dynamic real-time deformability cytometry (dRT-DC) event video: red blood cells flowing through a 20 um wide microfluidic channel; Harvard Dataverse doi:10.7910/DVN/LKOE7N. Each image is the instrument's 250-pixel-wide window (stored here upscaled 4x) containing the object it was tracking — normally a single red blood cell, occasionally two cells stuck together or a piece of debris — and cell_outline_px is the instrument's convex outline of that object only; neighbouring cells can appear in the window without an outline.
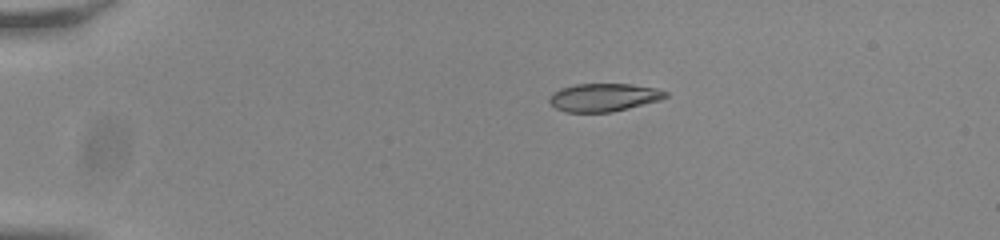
{"species": "common noctule bat (a hibernating species)", "species_latin": "Nyctalus noctula", "temperature_condition": "room temperature", "stored_images_in_passage": 18, "camera_frame_rate_fps": 3000, "um_per_image_px": 0.085, "animal": {"sex": "male", "body_mass_g": 20.0, "forearm_length_mm": 53.3}, "frame": {"image": 1, "passage_image": 1, "time_ms": 0.0, "image_size_px": [1000, 240], "cell_outline_px": [[668, 96], [660, 100], [612, 112], [564, 112], [556, 108], [548, 100], [560, 88], [576, 84], [632, 84], [656, 88], [668, 92]], "centroid_in_image_um": [51.35, 8.28], "position_along_channel_um": 33.6, "area_um2": 18.84}}
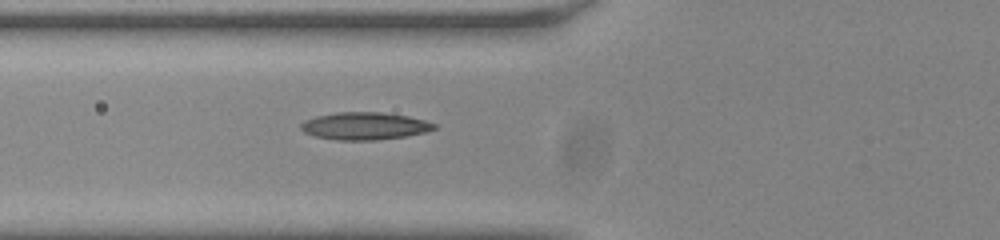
{"frame": {"image": 2, "passage_image": 11, "time_ms": 3.333, "image_size_px": [1000, 240], "cell_outline_px": [[436, 128], [424, 132], [404, 136], [376, 140], [336, 140], [316, 136], [304, 132], [300, 128], [300, 124], [304, 120], [316, 116], [336, 112], [380, 112], [408, 116], [424, 120], [436, 124]], "centroid_in_image_um": [30.96, 10.7], "position_along_channel_um": 94.8, "area_um2": 21.21}}
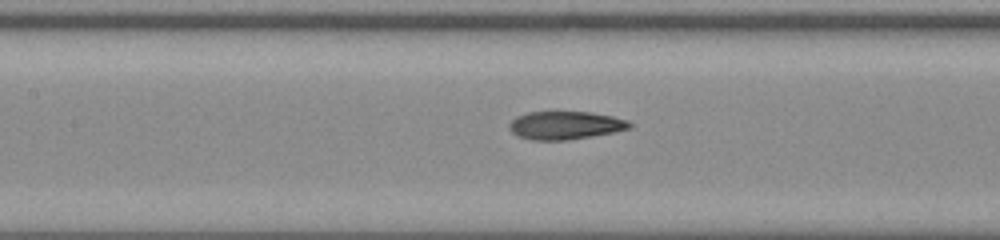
{"frame": {"image": 3, "passage_image": 16, "time_ms": 5.0, "image_size_px": [1000, 240], "cell_outline_px": [[632, 128], [592, 136], [568, 140], [532, 140], [520, 136], [512, 132], [508, 128], [508, 124], [516, 116], [528, 112], [592, 112], [612, 116], [628, 120], [632, 124]], "centroid_in_image_um": [48.05, 10.65], "position_along_channel_um": 159.3, "area_um2": 19.71}}